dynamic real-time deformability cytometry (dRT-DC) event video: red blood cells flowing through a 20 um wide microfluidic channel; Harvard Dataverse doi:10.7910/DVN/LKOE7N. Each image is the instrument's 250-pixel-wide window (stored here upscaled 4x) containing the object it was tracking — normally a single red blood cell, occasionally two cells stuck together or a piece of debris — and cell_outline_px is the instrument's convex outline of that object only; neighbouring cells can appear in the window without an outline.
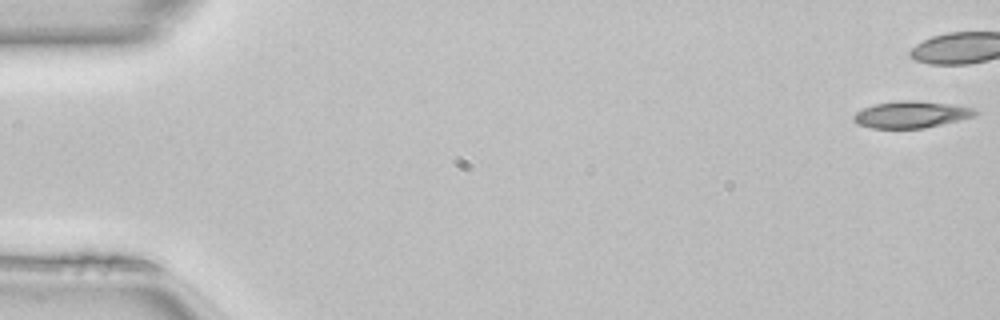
{"species": "common noctule bat (a hibernating species)", "species_latin": "Nyctalus noctula", "temperature_condition": "room temperature", "stored_images_in_passage": 39, "camera_frame_rate_fps": 3000, "um_per_image_px": 0.085, "animal": {"sex": "female", "body_mass_g": 22.7, "forearm_length_mm": 54.2}, "frame": {"image": 1, "passage_image": 1, "time_ms": 0.0, "image_size_px": [1000, 320], "cell_outline_px": [[980, 112], [972, 116], [924, 128], [872, 128], [856, 124], [852, 120], [852, 116], [856, 112], [864, 108], [876, 104], [900, 100], [916, 100], [948, 104], [976, 108]], "centroid_in_image_um": [77.4, 9.73], "position_along_channel_um": 7.6, "area_um2": 18.79}}